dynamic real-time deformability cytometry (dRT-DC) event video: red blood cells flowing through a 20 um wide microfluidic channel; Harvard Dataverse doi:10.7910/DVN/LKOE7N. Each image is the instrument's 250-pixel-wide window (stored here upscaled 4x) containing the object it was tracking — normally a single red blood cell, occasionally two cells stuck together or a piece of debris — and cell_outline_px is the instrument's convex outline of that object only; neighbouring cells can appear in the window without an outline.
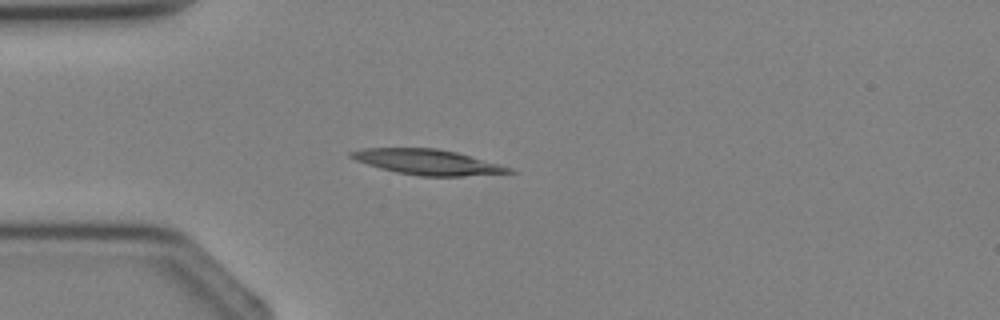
{"species": "Egyptian fruit bat (a non-hibernating species)", "species_latin": "Rousettus aegyptiacus", "temperature_condition": "cold", "stored_images_in_passage": 3, "camera_frame_rate_fps": 3000, "um_per_image_px": 0.085, "animal": {"sex": "female"}, "frame": {"image": 1, "passage_image": 3, "time_ms": 3.333, "image_size_px": [1000, 320], "cell_outline_px": [[516, 172], [464, 176], [420, 176], [396, 172], [380, 168], [356, 160], [348, 156], [348, 152], [364, 148], [436, 148], [456, 152], [512, 168]], "centroid_in_image_um": [36.31, 13.77], "position_along_channel_um": 48.7, "area_um2": 23.06}}